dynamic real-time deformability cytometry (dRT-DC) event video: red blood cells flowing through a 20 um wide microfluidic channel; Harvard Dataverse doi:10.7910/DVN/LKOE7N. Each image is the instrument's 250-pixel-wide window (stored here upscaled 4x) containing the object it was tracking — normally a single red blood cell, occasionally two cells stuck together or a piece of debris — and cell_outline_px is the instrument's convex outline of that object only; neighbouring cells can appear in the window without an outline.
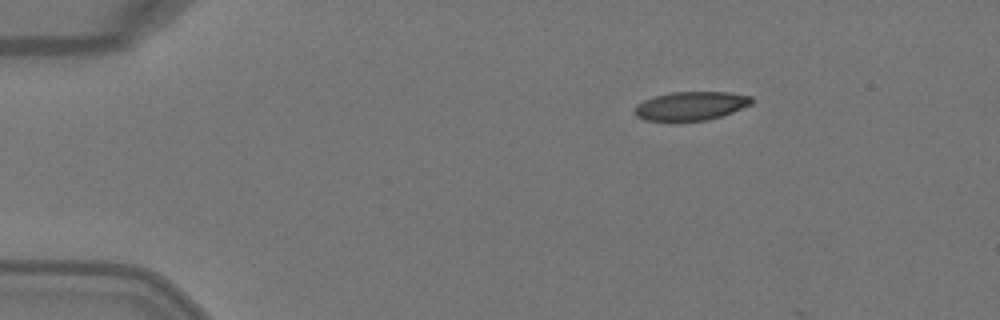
{"species": "Egyptian fruit bat (a non-hibernating species)", "species_latin": "Rousettus aegyptiacus", "temperature_condition": "warm", "stored_images_in_passage": 3, "camera_frame_rate_fps": 3000, "um_per_image_px": 0.085, "animal": {"sex": "female"}, "frame": {"image": 1, "passage_image": 1, "time_ms": 0.0, "image_size_px": [1000, 320], "cell_outline_px": [[752, 104], [732, 112], [708, 120], [644, 120], [636, 116], [636, 104], [644, 100], [656, 96], [672, 92], [728, 92], [752, 96]], "centroid_in_image_um": [58.75, 8.99], "position_along_channel_um": 26.3, "area_um2": 19.25}}
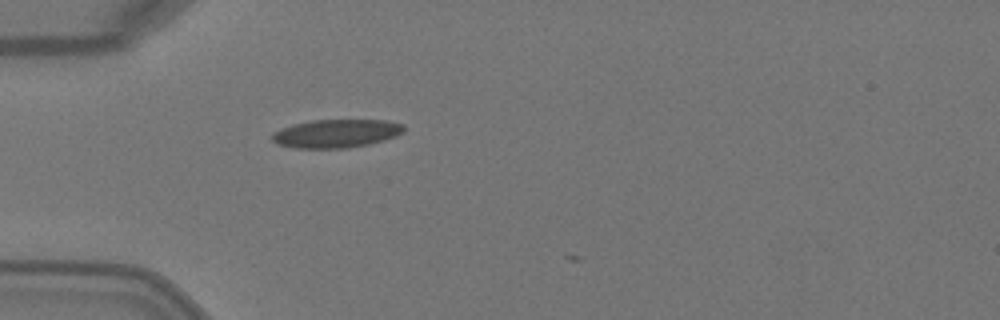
{"frame": {"image": 2, "passage_image": 3, "time_ms": 0.667, "image_size_px": [1000, 320], "cell_outline_px": [[404, 132], [396, 136], [384, 140], [368, 144], [348, 148], [296, 148], [276, 144], [272, 140], [272, 132], [280, 128], [292, 124], [312, 120], [384, 120], [404, 124]], "centroid_in_image_um": [28.56, 11.34], "position_along_channel_um": 56.4, "area_um2": 21.91}}